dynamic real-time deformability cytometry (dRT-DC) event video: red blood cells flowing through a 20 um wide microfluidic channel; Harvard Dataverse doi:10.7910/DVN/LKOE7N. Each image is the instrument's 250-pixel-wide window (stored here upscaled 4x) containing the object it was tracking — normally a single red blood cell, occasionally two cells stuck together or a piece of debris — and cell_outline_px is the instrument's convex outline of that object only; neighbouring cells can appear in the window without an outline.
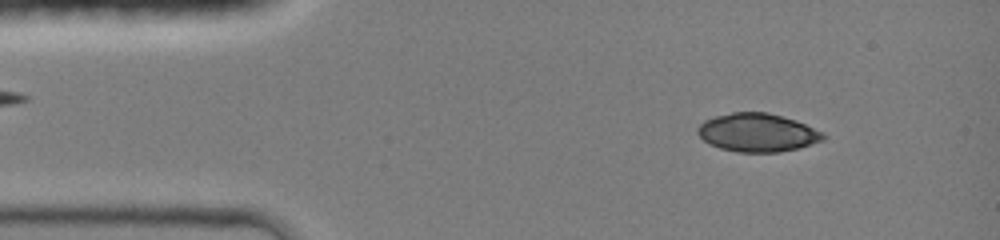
{"species": "common noctule bat (a hibernating species)", "species_latin": "Nyctalus noctula", "temperature_condition": "room temperature", "stored_images_in_passage": 45, "camera_frame_rate_fps": 3000, "um_per_image_px": 0.085, "animal": {"sex": "female", "body_mass_g": 19.0, "forearm_length_mm": 51.5}, "frame": {"image": 1, "passage_image": 10, "time_ms": 1.667, "image_size_px": [1000, 240], "cell_outline_px": [[824, 140], [800, 148], [780, 152], [736, 152], [720, 148], [708, 144], [696, 132], [696, 128], [704, 120], [716, 116], [732, 112], [768, 112], [796, 120], [824, 132]], "centroid_in_image_um": [64.38, 11.27], "position_along_channel_um": 20.6, "area_um2": 28.26}}
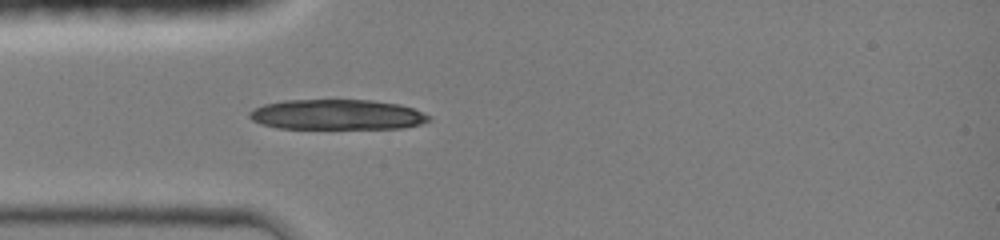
{"frame": {"image": 2, "passage_image": 25, "time_ms": 4.0, "image_size_px": [1000, 240], "cell_outline_px": [[432, 120], [420, 124], [404, 128], [276, 128], [260, 124], [252, 120], [248, 116], [248, 112], [264, 104], [284, 100], [372, 100], [400, 104], [412, 108], [432, 116]], "centroid_in_image_um": [28.66, 9.74], "position_along_channel_um": 56.3, "area_um2": 31.73}}